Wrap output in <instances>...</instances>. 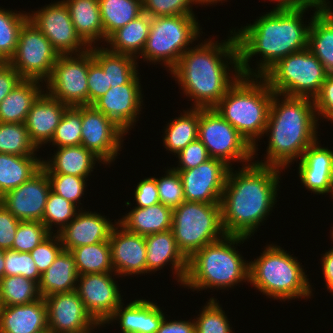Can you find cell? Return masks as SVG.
Returning a JSON list of instances; mask_svg holds the SVG:
<instances>
[{
  "label": "cell",
  "mask_w": 333,
  "mask_h": 333,
  "mask_svg": "<svg viewBox=\"0 0 333 333\" xmlns=\"http://www.w3.org/2000/svg\"><path fill=\"white\" fill-rule=\"evenodd\" d=\"M309 8L315 10L309 24H304L303 14ZM321 9L320 5L272 9L253 24L241 26L238 31L233 29L238 44L241 75L262 76L278 60L308 48L311 20ZM257 54L262 58H259L253 70L249 61Z\"/></svg>",
  "instance_id": "6da1fadb"
},
{
  "label": "cell",
  "mask_w": 333,
  "mask_h": 333,
  "mask_svg": "<svg viewBox=\"0 0 333 333\" xmlns=\"http://www.w3.org/2000/svg\"><path fill=\"white\" fill-rule=\"evenodd\" d=\"M170 74L182 94L194 101L192 108H213L241 76L233 29L226 40L209 38L186 50Z\"/></svg>",
  "instance_id": "7a4b0ae2"
},
{
  "label": "cell",
  "mask_w": 333,
  "mask_h": 333,
  "mask_svg": "<svg viewBox=\"0 0 333 333\" xmlns=\"http://www.w3.org/2000/svg\"><path fill=\"white\" fill-rule=\"evenodd\" d=\"M233 168L220 201L223 228L226 235L251 238L277 202L282 169L254 161L238 171Z\"/></svg>",
  "instance_id": "3957f363"
},
{
  "label": "cell",
  "mask_w": 333,
  "mask_h": 333,
  "mask_svg": "<svg viewBox=\"0 0 333 333\" xmlns=\"http://www.w3.org/2000/svg\"><path fill=\"white\" fill-rule=\"evenodd\" d=\"M318 120L314 99L274 93L264 132L269 136L265 159L255 163L287 169L318 139Z\"/></svg>",
  "instance_id": "277c9868"
},
{
  "label": "cell",
  "mask_w": 333,
  "mask_h": 333,
  "mask_svg": "<svg viewBox=\"0 0 333 333\" xmlns=\"http://www.w3.org/2000/svg\"><path fill=\"white\" fill-rule=\"evenodd\" d=\"M247 239L249 238L226 235L197 250L188 259L182 287H188L193 292L209 288L229 290L238 283H249V262L236 250L238 243H244Z\"/></svg>",
  "instance_id": "5b68a950"
},
{
  "label": "cell",
  "mask_w": 333,
  "mask_h": 333,
  "mask_svg": "<svg viewBox=\"0 0 333 333\" xmlns=\"http://www.w3.org/2000/svg\"><path fill=\"white\" fill-rule=\"evenodd\" d=\"M274 92L261 76H240L213 107L253 147L264 136Z\"/></svg>",
  "instance_id": "8992f818"
},
{
  "label": "cell",
  "mask_w": 333,
  "mask_h": 333,
  "mask_svg": "<svg viewBox=\"0 0 333 333\" xmlns=\"http://www.w3.org/2000/svg\"><path fill=\"white\" fill-rule=\"evenodd\" d=\"M265 248L259 257L249 261L250 285L281 302L310 298L313 289L302 263L279 245L269 244Z\"/></svg>",
  "instance_id": "52a82bcc"
},
{
  "label": "cell",
  "mask_w": 333,
  "mask_h": 333,
  "mask_svg": "<svg viewBox=\"0 0 333 333\" xmlns=\"http://www.w3.org/2000/svg\"><path fill=\"white\" fill-rule=\"evenodd\" d=\"M202 27L195 15H176L151 18L150 32L139 56L144 62L164 65L168 72L178 63L181 55L200 39ZM190 46V47H189Z\"/></svg>",
  "instance_id": "ba28073f"
},
{
  "label": "cell",
  "mask_w": 333,
  "mask_h": 333,
  "mask_svg": "<svg viewBox=\"0 0 333 333\" xmlns=\"http://www.w3.org/2000/svg\"><path fill=\"white\" fill-rule=\"evenodd\" d=\"M171 231L178 249L189 259L197 250L226 236L220 204L184 201L173 209Z\"/></svg>",
  "instance_id": "9c48e42d"
},
{
  "label": "cell",
  "mask_w": 333,
  "mask_h": 333,
  "mask_svg": "<svg viewBox=\"0 0 333 333\" xmlns=\"http://www.w3.org/2000/svg\"><path fill=\"white\" fill-rule=\"evenodd\" d=\"M327 75L321 61L306 48L278 60L261 77L274 93L314 99Z\"/></svg>",
  "instance_id": "30bf717a"
},
{
  "label": "cell",
  "mask_w": 333,
  "mask_h": 333,
  "mask_svg": "<svg viewBox=\"0 0 333 333\" xmlns=\"http://www.w3.org/2000/svg\"><path fill=\"white\" fill-rule=\"evenodd\" d=\"M198 139L211 158L220 159L230 167L231 162H243L245 166L255 159L253 147L214 108H199Z\"/></svg>",
  "instance_id": "8fae6325"
},
{
  "label": "cell",
  "mask_w": 333,
  "mask_h": 333,
  "mask_svg": "<svg viewBox=\"0 0 333 333\" xmlns=\"http://www.w3.org/2000/svg\"><path fill=\"white\" fill-rule=\"evenodd\" d=\"M58 57L51 42L28 20L21 28L15 53L8 63L23 79L45 82Z\"/></svg>",
  "instance_id": "7c38bea8"
},
{
  "label": "cell",
  "mask_w": 333,
  "mask_h": 333,
  "mask_svg": "<svg viewBox=\"0 0 333 333\" xmlns=\"http://www.w3.org/2000/svg\"><path fill=\"white\" fill-rule=\"evenodd\" d=\"M88 50L81 54L59 55L45 92L54 99L72 106L88 105Z\"/></svg>",
  "instance_id": "4fadbf2b"
},
{
  "label": "cell",
  "mask_w": 333,
  "mask_h": 333,
  "mask_svg": "<svg viewBox=\"0 0 333 333\" xmlns=\"http://www.w3.org/2000/svg\"><path fill=\"white\" fill-rule=\"evenodd\" d=\"M29 21L51 42L59 55L81 54L90 47L76 33L69 9L63 0L28 12Z\"/></svg>",
  "instance_id": "5bb4252c"
},
{
  "label": "cell",
  "mask_w": 333,
  "mask_h": 333,
  "mask_svg": "<svg viewBox=\"0 0 333 333\" xmlns=\"http://www.w3.org/2000/svg\"><path fill=\"white\" fill-rule=\"evenodd\" d=\"M81 145L91 150L104 164L111 165L122 149L127 133L92 105L81 106Z\"/></svg>",
  "instance_id": "9a60e30c"
},
{
  "label": "cell",
  "mask_w": 333,
  "mask_h": 333,
  "mask_svg": "<svg viewBox=\"0 0 333 333\" xmlns=\"http://www.w3.org/2000/svg\"><path fill=\"white\" fill-rule=\"evenodd\" d=\"M114 276L118 275L95 273L79 275L77 279L76 291L86 310L96 322L103 325L124 301Z\"/></svg>",
  "instance_id": "2e32d148"
},
{
  "label": "cell",
  "mask_w": 333,
  "mask_h": 333,
  "mask_svg": "<svg viewBox=\"0 0 333 333\" xmlns=\"http://www.w3.org/2000/svg\"><path fill=\"white\" fill-rule=\"evenodd\" d=\"M230 169L224 161L210 158L197 167L179 172L185 201L220 204Z\"/></svg>",
  "instance_id": "e0dca14e"
},
{
  "label": "cell",
  "mask_w": 333,
  "mask_h": 333,
  "mask_svg": "<svg viewBox=\"0 0 333 333\" xmlns=\"http://www.w3.org/2000/svg\"><path fill=\"white\" fill-rule=\"evenodd\" d=\"M139 72L127 83L110 89L92 106L110 118L126 133L135 126L143 106ZM141 111V112H140Z\"/></svg>",
  "instance_id": "ac0fdd59"
},
{
  "label": "cell",
  "mask_w": 333,
  "mask_h": 333,
  "mask_svg": "<svg viewBox=\"0 0 333 333\" xmlns=\"http://www.w3.org/2000/svg\"><path fill=\"white\" fill-rule=\"evenodd\" d=\"M51 183L41 168L29 180L0 197V203L20 221H42Z\"/></svg>",
  "instance_id": "d6986e66"
},
{
  "label": "cell",
  "mask_w": 333,
  "mask_h": 333,
  "mask_svg": "<svg viewBox=\"0 0 333 333\" xmlns=\"http://www.w3.org/2000/svg\"><path fill=\"white\" fill-rule=\"evenodd\" d=\"M44 300L49 333H76L91 326H103L88 313L76 290L52 294Z\"/></svg>",
  "instance_id": "ffe728a7"
},
{
  "label": "cell",
  "mask_w": 333,
  "mask_h": 333,
  "mask_svg": "<svg viewBox=\"0 0 333 333\" xmlns=\"http://www.w3.org/2000/svg\"><path fill=\"white\" fill-rule=\"evenodd\" d=\"M109 244L112 266L118 278L146 274L145 236L128 231L116 221Z\"/></svg>",
  "instance_id": "44dd1931"
},
{
  "label": "cell",
  "mask_w": 333,
  "mask_h": 333,
  "mask_svg": "<svg viewBox=\"0 0 333 333\" xmlns=\"http://www.w3.org/2000/svg\"><path fill=\"white\" fill-rule=\"evenodd\" d=\"M106 217L80 207L74 219L57 233L63 250L71 251L76 247L109 241L115 223Z\"/></svg>",
  "instance_id": "7402d4cb"
},
{
  "label": "cell",
  "mask_w": 333,
  "mask_h": 333,
  "mask_svg": "<svg viewBox=\"0 0 333 333\" xmlns=\"http://www.w3.org/2000/svg\"><path fill=\"white\" fill-rule=\"evenodd\" d=\"M145 241L146 273L159 271L170 263L176 281L180 286L183 285L188 269V259L178 249L171 229L145 236Z\"/></svg>",
  "instance_id": "603a6c76"
},
{
  "label": "cell",
  "mask_w": 333,
  "mask_h": 333,
  "mask_svg": "<svg viewBox=\"0 0 333 333\" xmlns=\"http://www.w3.org/2000/svg\"><path fill=\"white\" fill-rule=\"evenodd\" d=\"M69 106L54 99L45 91L31 106L24 122L31 141L37 148L48 144Z\"/></svg>",
  "instance_id": "cb8c5ba5"
},
{
  "label": "cell",
  "mask_w": 333,
  "mask_h": 333,
  "mask_svg": "<svg viewBox=\"0 0 333 333\" xmlns=\"http://www.w3.org/2000/svg\"><path fill=\"white\" fill-rule=\"evenodd\" d=\"M123 303L105 323L119 321L122 333H156L165 319V314L155 302L141 298L126 306Z\"/></svg>",
  "instance_id": "d4e9b609"
},
{
  "label": "cell",
  "mask_w": 333,
  "mask_h": 333,
  "mask_svg": "<svg viewBox=\"0 0 333 333\" xmlns=\"http://www.w3.org/2000/svg\"><path fill=\"white\" fill-rule=\"evenodd\" d=\"M47 307L43 297L23 305L2 306L0 333H47Z\"/></svg>",
  "instance_id": "484cf974"
},
{
  "label": "cell",
  "mask_w": 333,
  "mask_h": 333,
  "mask_svg": "<svg viewBox=\"0 0 333 333\" xmlns=\"http://www.w3.org/2000/svg\"><path fill=\"white\" fill-rule=\"evenodd\" d=\"M49 160L42 158V168L47 174H64L88 178L95 164L103 161L91 150L82 145L66 146L55 149Z\"/></svg>",
  "instance_id": "4316f807"
},
{
  "label": "cell",
  "mask_w": 333,
  "mask_h": 333,
  "mask_svg": "<svg viewBox=\"0 0 333 333\" xmlns=\"http://www.w3.org/2000/svg\"><path fill=\"white\" fill-rule=\"evenodd\" d=\"M321 10L312 18L308 49L321 61L328 74L333 73V8L329 0H319Z\"/></svg>",
  "instance_id": "83f0119b"
},
{
  "label": "cell",
  "mask_w": 333,
  "mask_h": 333,
  "mask_svg": "<svg viewBox=\"0 0 333 333\" xmlns=\"http://www.w3.org/2000/svg\"><path fill=\"white\" fill-rule=\"evenodd\" d=\"M43 83L34 79H22L1 101L0 122L24 123L31 106L45 91L42 89L45 85Z\"/></svg>",
  "instance_id": "f1b7e54d"
},
{
  "label": "cell",
  "mask_w": 333,
  "mask_h": 333,
  "mask_svg": "<svg viewBox=\"0 0 333 333\" xmlns=\"http://www.w3.org/2000/svg\"><path fill=\"white\" fill-rule=\"evenodd\" d=\"M122 217L117 220L128 231L148 236L171 229L173 210L159 202L146 208L132 207Z\"/></svg>",
  "instance_id": "f546056e"
},
{
  "label": "cell",
  "mask_w": 333,
  "mask_h": 333,
  "mask_svg": "<svg viewBox=\"0 0 333 333\" xmlns=\"http://www.w3.org/2000/svg\"><path fill=\"white\" fill-rule=\"evenodd\" d=\"M69 9L76 33L89 46L104 41V28L98 0H63ZM100 39V40H99Z\"/></svg>",
  "instance_id": "4dcf8cb0"
},
{
  "label": "cell",
  "mask_w": 333,
  "mask_h": 333,
  "mask_svg": "<svg viewBox=\"0 0 333 333\" xmlns=\"http://www.w3.org/2000/svg\"><path fill=\"white\" fill-rule=\"evenodd\" d=\"M78 276L72 253L62 250L52 265L41 275L39 282L41 297L76 290Z\"/></svg>",
  "instance_id": "1f68e13d"
},
{
  "label": "cell",
  "mask_w": 333,
  "mask_h": 333,
  "mask_svg": "<svg viewBox=\"0 0 333 333\" xmlns=\"http://www.w3.org/2000/svg\"><path fill=\"white\" fill-rule=\"evenodd\" d=\"M151 27V17L143 13L124 27L117 29L106 40L108 50L130 55L138 59L141 55Z\"/></svg>",
  "instance_id": "d6a6232c"
},
{
  "label": "cell",
  "mask_w": 333,
  "mask_h": 333,
  "mask_svg": "<svg viewBox=\"0 0 333 333\" xmlns=\"http://www.w3.org/2000/svg\"><path fill=\"white\" fill-rule=\"evenodd\" d=\"M41 159L37 155L0 153V197L36 174L42 168Z\"/></svg>",
  "instance_id": "836d02e7"
},
{
  "label": "cell",
  "mask_w": 333,
  "mask_h": 333,
  "mask_svg": "<svg viewBox=\"0 0 333 333\" xmlns=\"http://www.w3.org/2000/svg\"><path fill=\"white\" fill-rule=\"evenodd\" d=\"M199 108L183 110L179 117L170 120L164 127L163 144L166 151L176 156L189 143L198 139Z\"/></svg>",
  "instance_id": "e575fe53"
},
{
  "label": "cell",
  "mask_w": 333,
  "mask_h": 333,
  "mask_svg": "<svg viewBox=\"0 0 333 333\" xmlns=\"http://www.w3.org/2000/svg\"><path fill=\"white\" fill-rule=\"evenodd\" d=\"M92 54L93 59L107 73L108 86L127 84L138 73L139 65L135 57L114 53L97 45L92 46Z\"/></svg>",
  "instance_id": "d590c367"
},
{
  "label": "cell",
  "mask_w": 333,
  "mask_h": 333,
  "mask_svg": "<svg viewBox=\"0 0 333 333\" xmlns=\"http://www.w3.org/2000/svg\"><path fill=\"white\" fill-rule=\"evenodd\" d=\"M104 28V42L117 29L143 14L142 0H98Z\"/></svg>",
  "instance_id": "8d00e7d4"
},
{
  "label": "cell",
  "mask_w": 333,
  "mask_h": 333,
  "mask_svg": "<svg viewBox=\"0 0 333 333\" xmlns=\"http://www.w3.org/2000/svg\"><path fill=\"white\" fill-rule=\"evenodd\" d=\"M70 252L75 259L78 275L114 273L109 241L76 247Z\"/></svg>",
  "instance_id": "74e56055"
},
{
  "label": "cell",
  "mask_w": 333,
  "mask_h": 333,
  "mask_svg": "<svg viewBox=\"0 0 333 333\" xmlns=\"http://www.w3.org/2000/svg\"><path fill=\"white\" fill-rule=\"evenodd\" d=\"M41 298L36 281L18 276H4L0 280V302L2 306L32 303Z\"/></svg>",
  "instance_id": "f35d334b"
},
{
  "label": "cell",
  "mask_w": 333,
  "mask_h": 333,
  "mask_svg": "<svg viewBox=\"0 0 333 333\" xmlns=\"http://www.w3.org/2000/svg\"><path fill=\"white\" fill-rule=\"evenodd\" d=\"M28 20L27 12L0 7V58L4 62L14 55L21 28Z\"/></svg>",
  "instance_id": "ab89813d"
},
{
  "label": "cell",
  "mask_w": 333,
  "mask_h": 333,
  "mask_svg": "<svg viewBox=\"0 0 333 333\" xmlns=\"http://www.w3.org/2000/svg\"><path fill=\"white\" fill-rule=\"evenodd\" d=\"M37 150L24 123L0 122V153L25 156L36 155Z\"/></svg>",
  "instance_id": "60d3db41"
},
{
  "label": "cell",
  "mask_w": 333,
  "mask_h": 333,
  "mask_svg": "<svg viewBox=\"0 0 333 333\" xmlns=\"http://www.w3.org/2000/svg\"><path fill=\"white\" fill-rule=\"evenodd\" d=\"M79 210L80 209L74 204L51 190L48 194L43 220L41 222L46 226L50 233H54L52 228L53 225L57 228L55 230L57 232L55 233H59L74 219Z\"/></svg>",
  "instance_id": "b9f144b4"
},
{
  "label": "cell",
  "mask_w": 333,
  "mask_h": 333,
  "mask_svg": "<svg viewBox=\"0 0 333 333\" xmlns=\"http://www.w3.org/2000/svg\"><path fill=\"white\" fill-rule=\"evenodd\" d=\"M81 127V106L68 107L49 144L56 148L81 145Z\"/></svg>",
  "instance_id": "7bdbcfd3"
},
{
  "label": "cell",
  "mask_w": 333,
  "mask_h": 333,
  "mask_svg": "<svg viewBox=\"0 0 333 333\" xmlns=\"http://www.w3.org/2000/svg\"><path fill=\"white\" fill-rule=\"evenodd\" d=\"M194 319L195 333H233L230 321L217 299L211 297Z\"/></svg>",
  "instance_id": "ee69618b"
},
{
  "label": "cell",
  "mask_w": 333,
  "mask_h": 333,
  "mask_svg": "<svg viewBox=\"0 0 333 333\" xmlns=\"http://www.w3.org/2000/svg\"><path fill=\"white\" fill-rule=\"evenodd\" d=\"M50 234L41 221H20L12 250L30 253Z\"/></svg>",
  "instance_id": "f6af8a7d"
},
{
  "label": "cell",
  "mask_w": 333,
  "mask_h": 333,
  "mask_svg": "<svg viewBox=\"0 0 333 333\" xmlns=\"http://www.w3.org/2000/svg\"><path fill=\"white\" fill-rule=\"evenodd\" d=\"M51 183V190L74 204L79 209L80 199L85 194L87 178L64 174H47Z\"/></svg>",
  "instance_id": "bcb514c9"
},
{
  "label": "cell",
  "mask_w": 333,
  "mask_h": 333,
  "mask_svg": "<svg viewBox=\"0 0 333 333\" xmlns=\"http://www.w3.org/2000/svg\"><path fill=\"white\" fill-rule=\"evenodd\" d=\"M165 174L156 178L159 201L173 210L185 201L183 185L178 171L170 167Z\"/></svg>",
  "instance_id": "7dc6e473"
},
{
  "label": "cell",
  "mask_w": 333,
  "mask_h": 333,
  "mask_svg": "<svg viewBox=\"0 0 333 333\" xmlns=\"http://www.w3.org/2000/svg\"><path fill=\"white\" fill-rule=\"evenodd\" d=\"M193 4L196 0H142L143 13L149 17H164L176 15H195Z\"/></svg>",
  "instance_id": "c3c4849f"
},
{
  "label": "cell",
  "mask_w": 333,
  "mask_h": 333,
  "mask_svg": "<svg viewBox=\"0 0 333 333\" xmlns=\"http://www.w3.org/2000/svg\"><path fill=\"white\" fill-rule=\"evenodd\" d=\"M18 275L36 281L38 284L41 279V274L30 253L5 250V276Z\"/></svg>",
  "instance_id": "681fc988"
},
{
  "label": "cell",
  "mask_w": 333,
  "mask_h": 333,
  "mask_svg": "<svg viewBox=\"0 0 333 333\" xmlns=\"http://www.w3.org/2000/svg\"><path fill=\"white\" fill-rule=\"evenodd\" d=\"M298 175L308 191L316 195L330 193L333 199V170L298 169Z\"/></svg>",
  "instance_id": "f907efd6"
},
{
  "label": "cell",
  "mask_w": 333,
  "mask_h": 333,
  "mask_svg": "<svg viewBox=\"0 0 333 333\" xmlns=\"http://www.w3.org/2000/svg\"><path fill=\"white\" fill-rule=\"evenodd\" d=\"M62 250L63 246L59 235L57 233H51L43 242L30 252L41 275L52 265L55 258Z\"/></svg>",
  "instance_id": "816d5d0a"
},
{
  "label": "cell",
  "mask_w": 333,
  "mask_h": 333,
  "mask_svg": "<svg viewBox=\"0 0 333 333\" xmlns=\"http://www.w3.org/2000/svg\"><path fill=\"white\" fill-rule=\"evenodd\" d=\"M298 169L333 170V151L317 139L302 154Z\"/></svg>",
  "instance_id": "f5cc1de1"
},
{
  "label": "cell",
  "mask_w": 333,
  "mask_h": 333,
  "mask_svg": "<svg viewBox=\"0 0 333 333\" xmlns=\"http://www.w3.org/2000/svg\"><path fill=\"white\" fill-rule=\"evenodd\" d=\"M88 105L102 97L111 86H108L107 73L93 59L92 46L88 49Z\"/></svg>",
  "instance_id": "db71d44e"
},
{
  "label": "cell",
  "mask_w": 333,
  "mask_h": 333,
  "mask_svg": "<svg viewBox=\"0 0 333 333\" xmlns=\"http://www.w3.org/2000/svg\"><path fill=\"white\" fill-rule=\"evenodd\" d=\"M177 157L179 164L177 167H172L174 170L192 169L211 158L206 147L199 139L189 143L177 154Z\"/></svg>",
  "instance_id": "11a10c76"
},
{
  "label": "cell",
  "mask_w": 333,
  "mask_h": 333,
  "mask_svg": "<svg viewBox=\"0 0 333 333\" xmlns=\"http://www.w3.org/2000/svg\"><path fill=\"white\" fill-rule=\"evenodd\" d=\"M317 118L333 123V76L328 74L319 94L314 98ZM320 116V117H319Z\"/></svg>",
  "instance_id": "9f6ffc18"
},
{
  "label": "cell",
  "mask_w": 333,
  "mask_h": 333,
  "mask_svg": "<svg viewBox=\"0 0 333 333\" xmlns=\"http://www.w3.org/2000/svg\"><path fill=\"white\" fill-rule=\"evenodd\" d=\"M20 220L0 203V249L12 250Z\"/></svg>",
  "instance_id": "6f0895ef"
},
{
  "label": "cell",
  "mask_w": 333,
  "mask_h": 333,
  "mask_svg": "<svg viewBox=\"0 0 333 333\" xmlns=\"http://www.w3.org/2000/svg\"><path fill=\"white\" fill-rule=\"evenodd\" d=\"M134 200L139 208H146L159 203V194L155 177H147L141 180L134 189Z\"/></svg>",
  "instance_id": "680465c9"
},
{
  "label": "cell",
  "mask_w": 333,
  "mask_h": 333,
  "mask_svg": "<svg viewBox=\"0 0 333 333\" xmlns=\"http://www.w3.org/2000/svg\"><path fill=\"white\" fill-rule=\"evenodd\" d=\"M22 79L8 62L0 64V103Z\"/></svg>",
  "instance_id": "91938a15"
},
{
  "label": "cell",
  "mask_w": 333,
  "mask_h": 333,
  "mask_svg": "<svg viewBox=\"0 0 333 333\" xmlns=\"http://www.w3.org/2000/svg\"><path fill=\"white\" fill-rule=\"evenodd\" d=\"M156 333H195L194 319L189 320H169L165 319Z\"/></svg>",
  "instance_id": "94428289"
},
{
  "label": "cell",
  "mask_w": 333,
  "mask_h": 333,
  "mask_svg": "<svg viewBox=\"0 0 333 333\" xmlns=\"http://www.w3.org/2000/svg\"><path fill=\"white\" fill-rule=\"evenodd\" d=\"M321 264L325 286L333 295V247L323 254Z\"/></svg>",
  "instance_id": "6125c7cd"
},
{
  "label": "cell",
  "mask_w": 333,
  "mask_h": 333,
  "mask_svg": "<svg viewBox=\"0 0 333 333\" xmlns=\"http://www.w3.org/2000/svg\"><path fill=\"white\" fill-rule=\"evenodd\" d=\"M291 6L320 5L319 0H286Z\"/></svg>",
  "instance_id": "be15d7a7"
},
{
  "label": "cell",
  "mask_w": 333,
  "mask_h": 333,
  "mask_svg": "<svg viewBox=\"0 0 333 333\" xmlns=\"http://www.w3.org/2000/svg\"><path fill=\"white\" fill-rule=\"evenodd\" d=\"M5 276V250L0 249V280Z\"/></svg>",
  "instance_id": "e7e4bbea"
},
{
  "label": "cell",
  "mask_w": 333,
  "mask_h": 333,
  "mask_svg": "<svg viewBox=\"0 0 333 333\" xmlns=\"http://www.w3.org/2000/svg\"><path fill=\"white\" fill-rule=\"evenodd\" d=\"M271 1L277 2L276 6L273 7V9H285L292 7L286 0H271Z\"/></svg>",
  "instance_id": "03108f58"
},
{
  "label": "cell",
  "mask_w": 333,
  "mask_h": 333,
  "mask_svg": "<svg viewBox=\"0 0 333 333\" xmlns=\"http://www.w3.org/2000/svg\"><path fill=\"white\" fill-rule=\"evenodd\" d=\"M220 1L222 2V1H225V0H196V2L199 4V5H215L216 3H220Z\"/></svg>",
  "instance_id": "003e7915"
},
{
  "label": "cell",
  "mask_w": 333,
  "mask_h": 333,
  "mask_svg": "<svg viewBox=\"0 0 333 333\" xmlns=\"http://www.w3.org/2000/svg\"><path fill=\"white\" fill-rule=\"evenodd\" d=\"M97 327L99 329L100 326H91L89 329H86V330H83V331H80V332H76V333H92L94 331L93 329L94 328L97 329Z\"/></svg>",
  "instance_id": "a7ac6f4b"
},
{
  "label": "cell",
  "mask_w": 333,
  "mask_h": 333,
  "mask_svg": "<svg viewBox=\"0 0 333 333\" xmlns=\"http://www.w3.org/2000/svg\"><path fill=\"white\" fill-rule=\"evenodd\" d=\"M332 228V230H330V233H331V238L333 239V227H331ZM333 241V240H332Z\"/></svg>",
  "instance_id": "89a4df30"
}]
</instances>
